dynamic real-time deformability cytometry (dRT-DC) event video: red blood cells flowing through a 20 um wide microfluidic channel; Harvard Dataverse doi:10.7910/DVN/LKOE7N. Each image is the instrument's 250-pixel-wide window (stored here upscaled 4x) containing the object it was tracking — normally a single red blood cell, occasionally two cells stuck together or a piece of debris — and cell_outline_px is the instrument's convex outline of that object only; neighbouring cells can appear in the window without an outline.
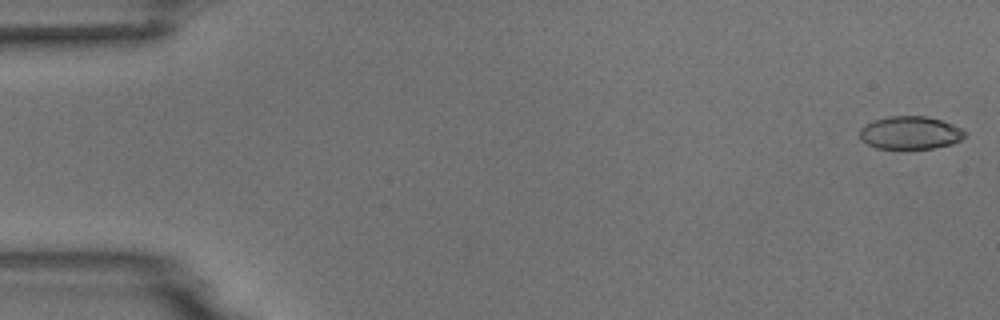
{"species": "common noctule bat (a hibernating species)", "species_latin": "Nyctalus noctula", "temperature_condition": "room temperature", "stored_images_in_passage": 7, "camera_frame_rate_fps": 3000, "um_per_image_px": 0.085, "animal": {"sex": "male", "body_mass_g": 18.8}, "frame": {"image": 1, "passage_image": 1, "time_ms": 0.0, "image_size_px": [1000, 320], "cell_outline_px": [[964, 136], [960, 140], [952, 144], [932, 148], [876, 148], [860, 140], [860, 128], [864, 124], [872, 120], [888, 116], [924, 116], [940, 120], [960, 128], [964, 132]], "centroid_in_image_um": [77.3, 11.28], "position_along_channel_um": 7.7, "area_um2": 20.0}}